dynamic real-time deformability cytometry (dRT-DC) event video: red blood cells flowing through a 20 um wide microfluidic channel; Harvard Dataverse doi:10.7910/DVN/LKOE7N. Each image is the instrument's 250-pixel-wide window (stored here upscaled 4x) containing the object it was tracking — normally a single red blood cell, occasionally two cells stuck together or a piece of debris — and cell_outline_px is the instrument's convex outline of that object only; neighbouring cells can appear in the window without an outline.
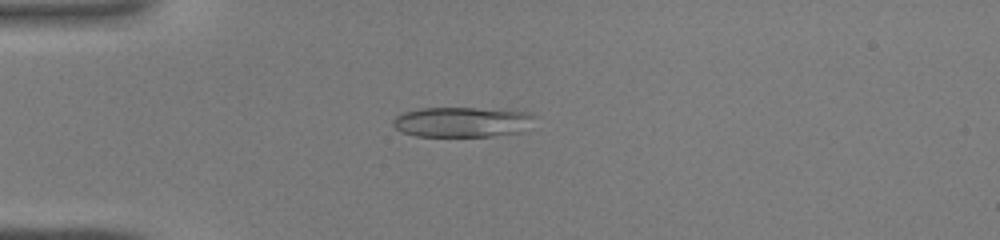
{"species": "common noctule bat (a hibernating species)", "species_latin": "Nyctalus noctula", "temperature_condition": "warm", "stored_images_in_passage": 43, "camera_frame_rate_fps": 3000, "um_per_image_px": 0.085, "animal": {"sex": "male", "body_mass_g": 19.0, "forearm_length_mm": 50.8}, "frame": {"image": 1, "passage_image": 11, "time_ms": 3.333, "image_size_px": [1000, 240], "cell_outline_px": [[536, 116], [524, 132], [492, 136], [416, 136], [400, 132], [392, 124], [392, 120], [396, 116], [404, 112], [420, 108], [476, 108], [528, 112]], "centroid_in_image_um": [39.27, 10.38], "position_along_channel_um": 45.7, "area_um2": 24.97}}
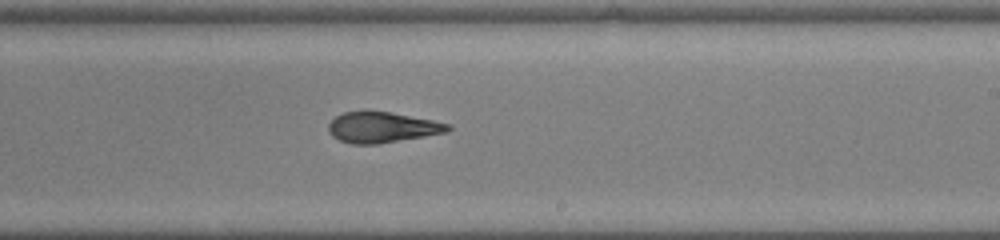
{"frame": {"image": 2, "passage_image": 26, "time_ms": 8.333, "image_size_px": [1000, 240], "cell_outline_px": [[452, 128], [448, 132], [376, 144], [352, 144], [340, 140], [332, 136], [328, 132], [328, 124], [336, 116], [344, 112], [364, 108], [368, 108], [392, 112], [452, 124]], "centroid_in_image_um": [32.45, 10.78], "position_along_channel_um": 256.5, "area_um2": 21.91}}
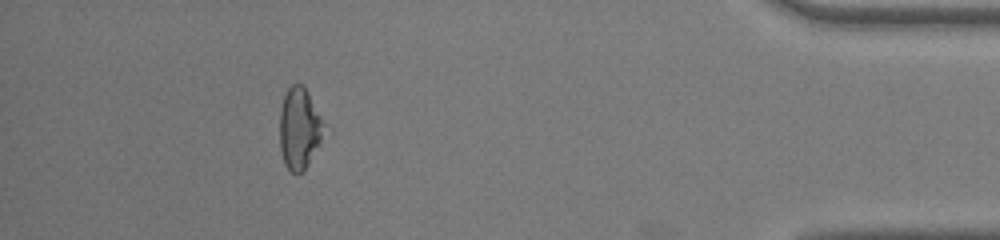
{"frame": {"image": 3, "passage_image": 39, "time_ms": 12.667, "image_size_px": [1000, 240], "cell_outline_px": [[324, 124], [320, 140], [304, 172], [292, 172], [284, 164], [280, 148], [280, 108], [284, 96], [288, 88], [292, 84], [300, 84], [308, 92]], "centroid_in_image_um": [25.41, 10.91], "position_along_channel_um": 409.8, "area_um2": 20.46}}